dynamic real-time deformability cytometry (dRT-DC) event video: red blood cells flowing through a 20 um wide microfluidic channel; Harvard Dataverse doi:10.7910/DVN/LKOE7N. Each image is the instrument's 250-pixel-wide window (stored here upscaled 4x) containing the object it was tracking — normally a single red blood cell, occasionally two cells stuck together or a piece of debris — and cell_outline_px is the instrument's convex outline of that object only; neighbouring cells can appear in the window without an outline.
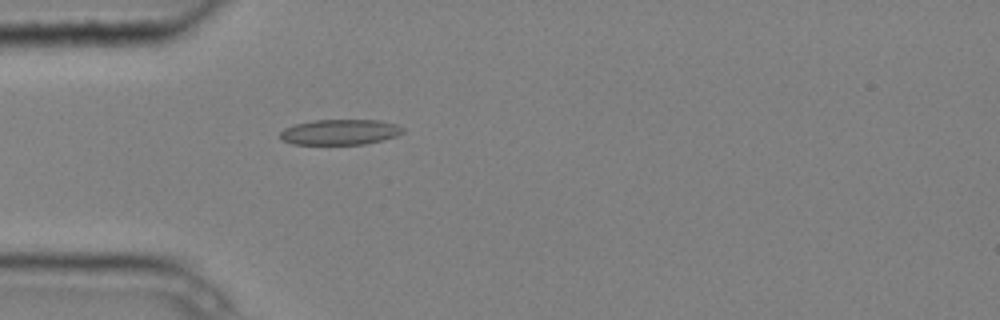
{"species": "common noctule bat (a hibernating species)", "species_latin": "Nyctalus noctula", "temperature_condition": "cold", "stored_images_in_passage": 3, "camera_frame_rate_fps": 3000, "um_per_image_px": 0.085, "animal": {"sex": "male", "body_mass_g": 20.4}, "frame": {"image": 1, "passage_image": 3, "time_ms": 0.667, "image_size_px": [1000, 320], "cell_outline_px": [[404, 132], [396, 136], [364, 144], [292, 144], [284, 140], [280, 136], [280, 132], [284, 128], [296, 124], [316, 120], [380, 120], [396, 124], [404, 128]], "centroid_in_image_um": [28.92, 11.22], "position_along_channel_um": 56.1, "area_um2": 18.03}}